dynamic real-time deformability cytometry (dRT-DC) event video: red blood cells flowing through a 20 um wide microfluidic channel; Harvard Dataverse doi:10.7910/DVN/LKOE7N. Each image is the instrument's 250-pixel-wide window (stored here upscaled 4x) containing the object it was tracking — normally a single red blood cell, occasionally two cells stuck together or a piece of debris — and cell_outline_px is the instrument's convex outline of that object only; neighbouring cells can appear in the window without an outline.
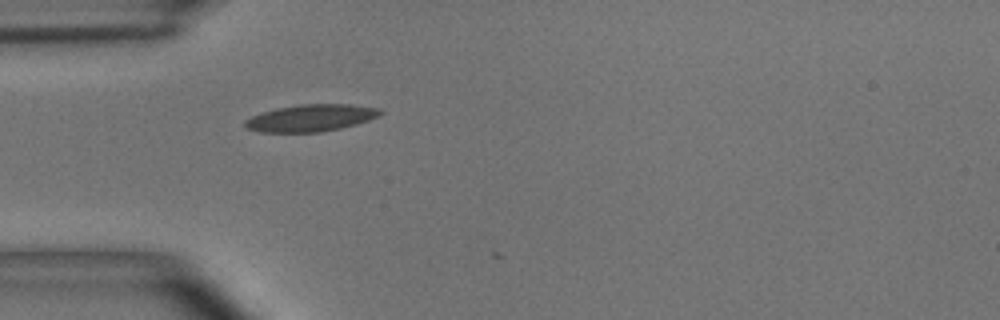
{"species": "common noctule bat (a hibernating species)", "species_latin": "Nyctalus noctula", "temperature_condition": "room temperature", "stored_images_in_passage": 6, "camera_frame_rate_fps": 3000, "um_per_image_px": 0.085, "animal": {"sex": "male", "body_mass_g": 15.6}, "frame": {"image": 1, "passage_image": 3, "time_ms": 0.667, "image_size_px": [1000, 320], "cell_outline_px": [[384, 112], [368, 120], [356, 124], [340, 128], [320, 132], [260, 132], [248, 128], [244, 124], [244, 120], [252, 116], [276, 108], [300, 104], [352, 104], [380, 108]], "centroid_in_image_um": [26.43, 10.02], "position_along_channel_um": 58.6, "area_um2": 21.15}}